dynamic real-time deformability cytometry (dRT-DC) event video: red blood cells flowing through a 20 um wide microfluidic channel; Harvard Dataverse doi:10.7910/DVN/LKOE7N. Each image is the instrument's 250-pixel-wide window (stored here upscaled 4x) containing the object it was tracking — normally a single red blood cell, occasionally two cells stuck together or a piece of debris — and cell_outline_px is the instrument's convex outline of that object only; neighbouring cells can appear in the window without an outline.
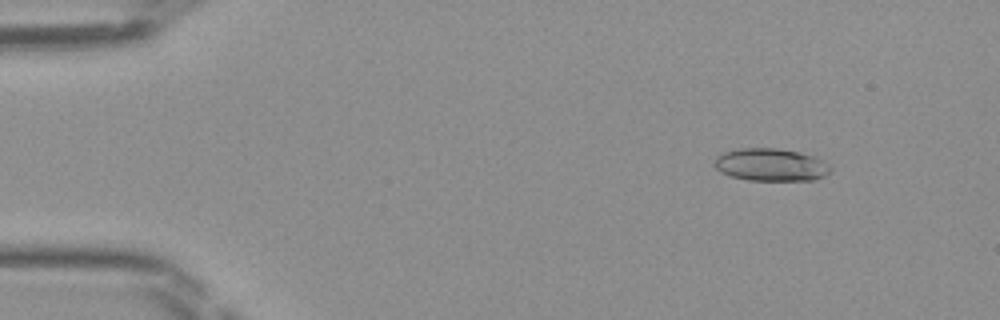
{"species": "Egyptian fruit bat (a non-hibernating species)", "species_latin": "Rousettus aegyptiacus", "temperature_condition": "room temperature", "stored_images_in_passage": 43, "camera_frame_rate_fps": 3000, "um_per_image_px": 0.085, "frame": {"image": 1, "passage_image": 1, "time_ms": 0.0, "image_size_px": [1000, 320], "cell_outline_px": [[832, 168], [824, 176], [812, 180], [748, 180], [732, 176], [720, 172], [712, 164], [716, 156], [724, 152], [740, 148], [776, 148], [800, 152], [816, 156], [828, 164]], "centroid_in_image_um": [65.5, 13.99], "position_along_channel_um": 19.5, "area_um2": 22.14}}
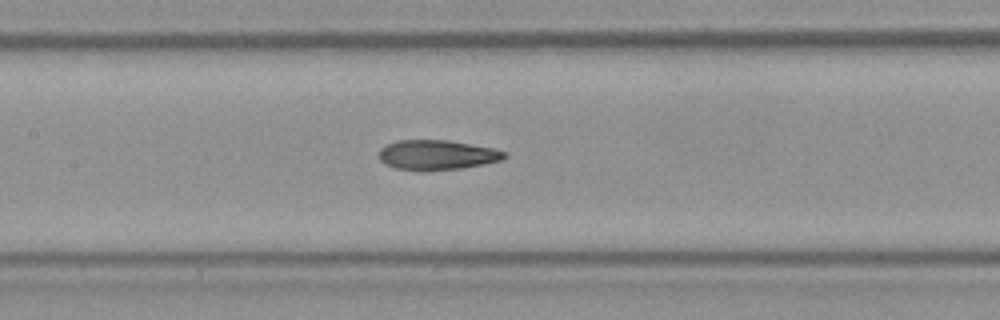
{"frame": {"image": 2, "passage_image": 18, "time_ms": 5.667, "image_size_px": [1000, 320], "cell_outline_px": [[508, 156], [504, 160], [464, 168], [396, 168], [384, 164], [380, 160], [380, 148], [396, 140], [448, 140], [492, 148], [504, 152]], "centroid_in_image_um": [37.18, 13.13], "position_along_channel_um": 170.2, "area_um2": 21.1}}
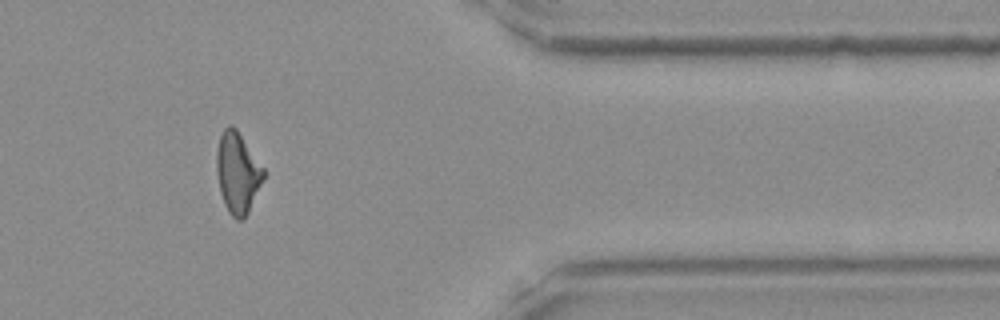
{"frame": {"image": 3, "passage_image": 35, "time_ms": 11.333, "image_size_px": [1000, 320], "cell_outline_px": [[264, 176], [248, 212], [244, 220], [236, 220], [228, 212], [224, 204], [220, 192], [216, 172], [216, 152], [220, 136], [224, 128], [228, 124], [232, 124], [236, 128], [264, 168]], "centroid_in_image_um": [20.17, 14.68], "position_along_channel_um": 391.2, "area_um2": 22.08}}